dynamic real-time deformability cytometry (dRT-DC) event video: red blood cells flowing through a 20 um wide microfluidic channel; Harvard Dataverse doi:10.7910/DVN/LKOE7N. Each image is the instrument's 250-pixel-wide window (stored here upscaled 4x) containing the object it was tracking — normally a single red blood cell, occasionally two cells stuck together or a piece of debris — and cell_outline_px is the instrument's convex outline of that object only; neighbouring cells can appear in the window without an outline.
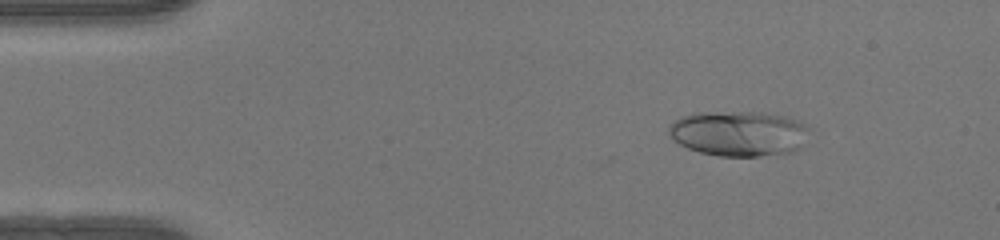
{"species": "human", "species_latin": "Homo sapiens", "temperature_condition": "warm", "stored_images_in_passage": 49, "camera_frame_rate_fps": 3000, "um_per_image_px": 0.085, "donor": {"sex": "female"}, "frame": {"image": 1, "passage_image": 7, "time_ms": 2.0, "image_size_px": [1000, 240], "cell_outline_px": [[812, 128], [800, 148], [792, 152], [760, 156], [716, 156], [700, 152], [688, 148], [672, 140], [668, 132], [668, 124], [680, 116], [696, 112], [760, 112], [784, 116], [800, 120]], "centroid_in_image_um": [62.8, 11.33], "position_along_channel_um": 22.2, "area_um2": 37.69}}
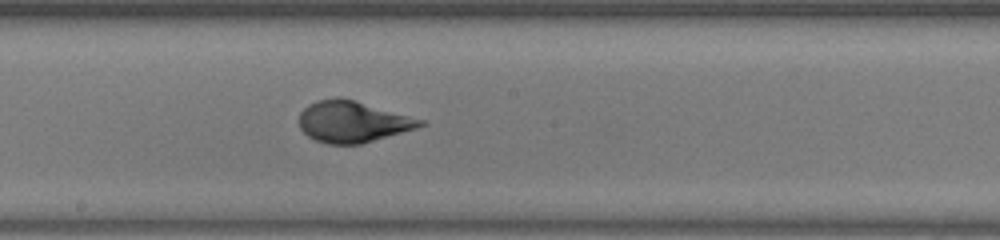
{"frame": {"image": 2, "passage_image": 27, "time_ms": 8.667, "image_size_px": [1000, 240], "cell_outline_px": [[428, 124], [416, 128], [360, 144], [328, 144], [316, 140], [308, 136], [300, 128], [300, 112], [308, 104], [316, 100], [340, 96], [424, 120]], "centroid_in_image_um": [29.95, 10.33], "position_along_channel_um": 218.2, "area_um2": 28.96}}
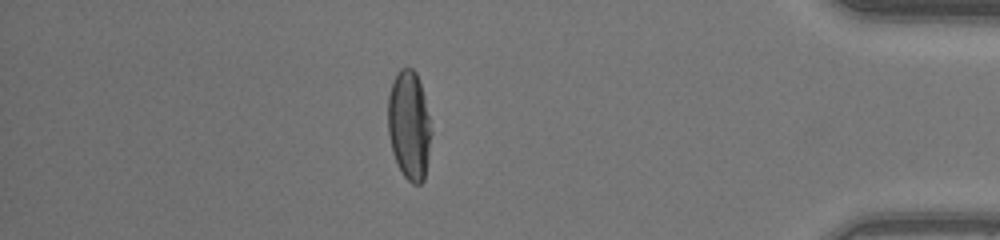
{"frame": {"image": 3, "passage_image": 43, "time_ms": 14.0, "image_size_px": [1000, 240], "cell_outline_px": [[432, 132], [424, 180], [420, 184], [412, 184], [404, 176], [392, 152], [388, 132], [388, 96], [396, 72], [400, 68], [412, 68], [416, 72], [424, 96]], "centroid_in_image_um": [34.77, 10.64], "position_along_channel_um": 400.4, "area_um2": 27.4}, "authors_computed_cell_mechanics": {"area_um2": 29.8248, "velocity_mm_per_s": 4.1876, "shape_relaxation_time_tau1_ms": 4.2897, "shape_relaxation_time_tau2_ms": null, "deformation_change_tau1": 0.2474, "deformation_change_tau2": null}}